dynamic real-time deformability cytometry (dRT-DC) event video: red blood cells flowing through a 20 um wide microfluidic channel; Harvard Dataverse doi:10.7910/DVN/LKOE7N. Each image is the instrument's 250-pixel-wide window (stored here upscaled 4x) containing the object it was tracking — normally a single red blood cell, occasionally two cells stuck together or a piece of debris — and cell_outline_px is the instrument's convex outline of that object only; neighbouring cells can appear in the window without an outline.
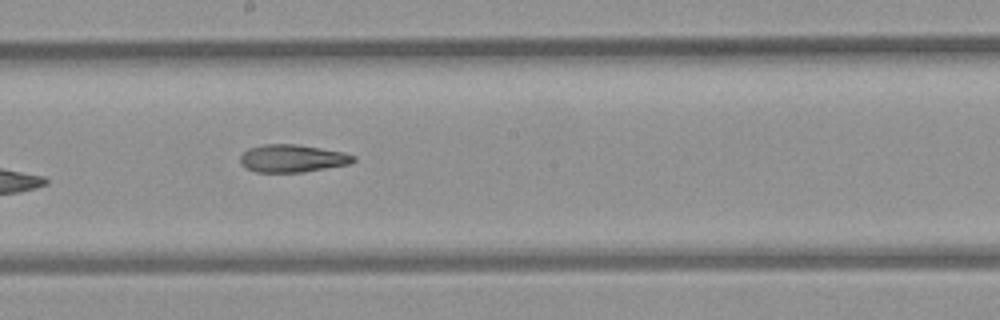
{"species": "common noctule bat (a hibernating species)", "species_latin": "Nyctalus noctula", "temperature_condition": "room temperature", "stored_images_in_passage": 7, "camera_frame_rate_fps": 3000, "um_per_image_px": 0.085, "animal": {"sex": "female", "body_mass_g": 21.9}, "frame": {"image": 1, "passage_image": 7, "time_ms": 7.0, "image_size_px": [1000, 320], "cell_outline_px": [[356, 160], [348, 164], [304, 172], [256, 172], [240, 164], [240, 156], [248, 148], [264, 144], [296, 144], [344, 152], [356, 156]], "centroid_in_image_um": [24.85, 13.46], "position_along_channel_um": 223.4, "area_um2": 18.21}}